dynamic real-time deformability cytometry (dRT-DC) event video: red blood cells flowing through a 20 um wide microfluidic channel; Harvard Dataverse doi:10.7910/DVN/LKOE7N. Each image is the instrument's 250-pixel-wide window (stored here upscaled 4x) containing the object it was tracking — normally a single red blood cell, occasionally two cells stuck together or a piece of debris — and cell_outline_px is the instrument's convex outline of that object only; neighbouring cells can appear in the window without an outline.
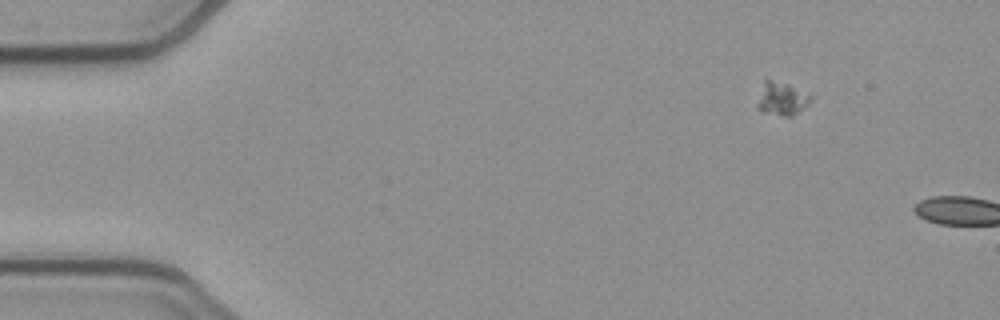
{"species": "common noctule bat (a hibernating species)", "species_latin": "Nyctalus noctula", "temperature_condition": "cold", "stored_images_in_passage": 4, "camera_frame_rate_fps": 3000, "um_per_image_px": 0.085, "animal": {"sex": "female", "body_mass_g": 21.9}, "frame": {"image": 1, "passage_image": 2, "time_ms": 0.333, "image_size_px": [1000, 320], "cell_outline_px": [[812, 100], [808, 104], [792, 116], [784, 116], [764, 112], [756, 108], [756, 104], [764, 80], [772, 80], [788, 84], [812, 96]], "centroid_in_image_um": [66.43, 8.4], "position_along_channel_um": 18.6, "area_um2": 10.17}}